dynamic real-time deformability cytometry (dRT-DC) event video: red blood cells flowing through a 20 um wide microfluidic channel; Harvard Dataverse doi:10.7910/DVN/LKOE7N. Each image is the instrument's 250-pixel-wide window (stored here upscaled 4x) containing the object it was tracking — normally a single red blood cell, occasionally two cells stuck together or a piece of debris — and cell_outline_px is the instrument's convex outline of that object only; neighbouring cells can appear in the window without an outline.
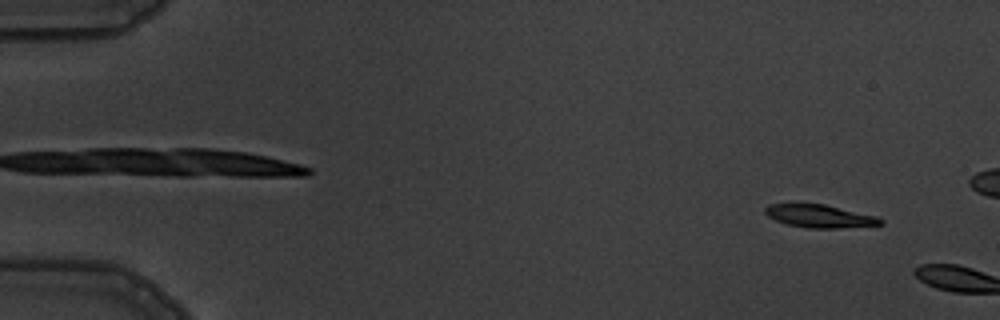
{"species": "common noctule bat (a hibernating species)", "species_latin": "Nyctalus noctula", "temperature_condition": "warm", "stored_images_in_passage": 2, "camera_frame_rate_fps": 3000, "um_per_image_px": 0.085, "animal": {"sex": "male", "body_mass_g": 19.5, "forearm_length_mm": 54.6}, "frame": {"image": 1, "passage_image": 1, "time_ms": 0.0, "image_size_px": [1000, 320], "cell_outline_px": [[884, 224], [836, 228], [808, 228], [788, 224], [776, 220], [768, 216], [764, 212], [764, 208], [768, 204], [792, 200], [824, 204], [876, 216], [884, 220]], "centroid_in_image_um": [69.56, 18.31], "position_along_channel_um": 15.4, "area_um2": 16.01}}